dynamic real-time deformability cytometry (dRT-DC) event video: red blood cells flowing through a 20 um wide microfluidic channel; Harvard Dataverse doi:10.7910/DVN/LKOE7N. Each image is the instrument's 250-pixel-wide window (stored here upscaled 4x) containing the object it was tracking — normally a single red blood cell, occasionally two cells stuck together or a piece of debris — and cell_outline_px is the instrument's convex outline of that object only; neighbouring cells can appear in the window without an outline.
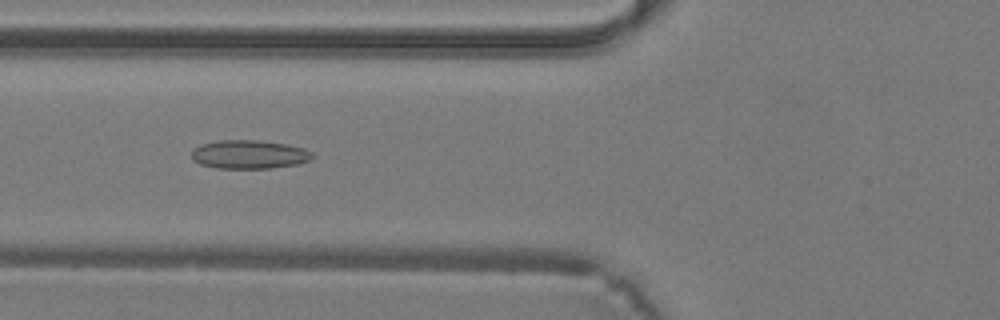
{"species": "common noctule bat (a hibernating species)", "species_latin": "Nyctalus noctula", "temperature_condition": "warm", "stored_images_in_passage": 17, "camera_frame_rate_fps": 3000, "um_per_image_px": 0.085, "animal": {"sex": "male", "body_mass_g": 19.2, "forearm_length_mm": 51.8}, "frame": {"image": 1, "passage_image": 15, "time_ms": 4.667, "image_size_px": [1000, 320], "cell_outline_px": [[316, 156], [312, 160], [296, 164], [272, 168], [216, 168], [200, 164], [192, 160], [192, 148], [200, 144], [220, 140], [260, 140], [288, 144], [304, 148], [312, 152]], "centroid_in_image_um": [21.2, 13.12], "position_along_channel_um": 104.6, "area_um2": 20.46}}